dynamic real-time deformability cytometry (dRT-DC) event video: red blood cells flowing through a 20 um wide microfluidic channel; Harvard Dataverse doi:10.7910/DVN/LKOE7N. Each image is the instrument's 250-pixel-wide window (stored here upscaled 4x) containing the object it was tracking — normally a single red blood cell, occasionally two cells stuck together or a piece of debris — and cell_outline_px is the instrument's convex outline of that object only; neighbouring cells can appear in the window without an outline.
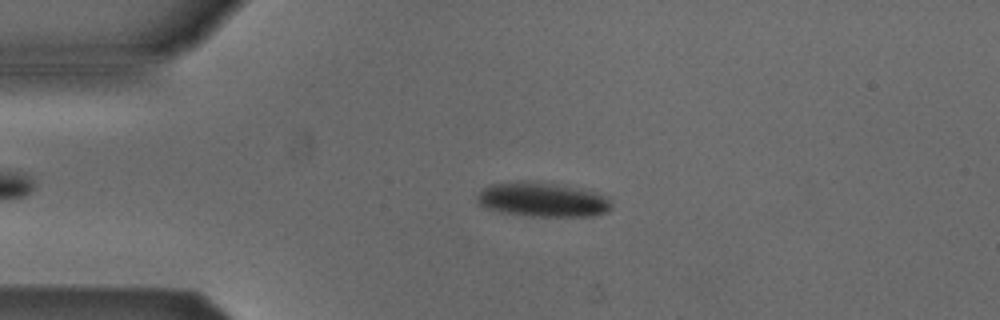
{"species": "Egyptian fruit bat (a non-hibernating species)", "species_latin": "Rousettus aegyptiacus", "temperature_condition": "cold", "stored_images_in_passage": 5, "camera_frame_rate_fps": 3000, "um_per_image_px": 0.085, "animal": {"sex": "male"}, "frame": {"image": 1, "passage_image": 3, "time_ms": 2.333, "image_size_px": [1000, 320], "cell_outline_px": [[612, 208], [596, 216], [524, 216], [500, 212], [484, 208], [476, 200], [476, 196], [484, 188], [492, 184], [544, 184], [592, 192], [604, 196], [612, 204]], "centroid_in_image_um": [46.07, 17.05], "position_along_channel_um": 38.9, "area_um2": 25.49}}
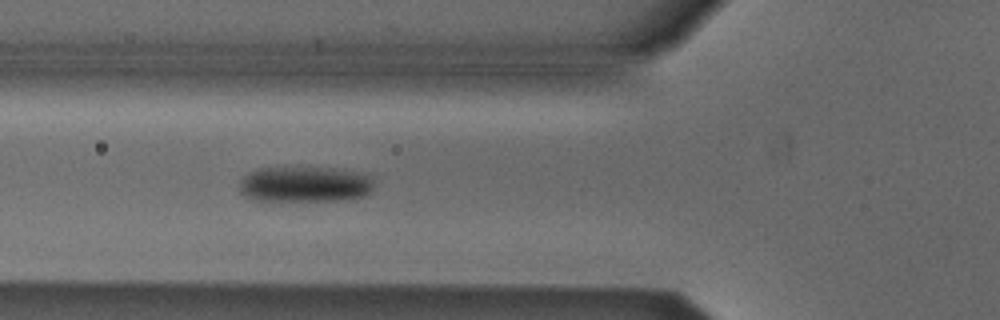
{"frame": {"image": 2, "passage_image": 5, "time_ms": 4.667, "image_size_px": [1000, 320], "cell_outline_px": [[372, 188], [364, 196], [348, 200], [256, 200], [244, 196], [240, 192], [240, 180], [248, 172], [256, 168], [332, 168], [356, 172], [368, 176], [372, 180]], "centroid_in_image_um": [25.87, 15.67], "position_along_channel_um": 99.9, "area_um2": 27.74}}